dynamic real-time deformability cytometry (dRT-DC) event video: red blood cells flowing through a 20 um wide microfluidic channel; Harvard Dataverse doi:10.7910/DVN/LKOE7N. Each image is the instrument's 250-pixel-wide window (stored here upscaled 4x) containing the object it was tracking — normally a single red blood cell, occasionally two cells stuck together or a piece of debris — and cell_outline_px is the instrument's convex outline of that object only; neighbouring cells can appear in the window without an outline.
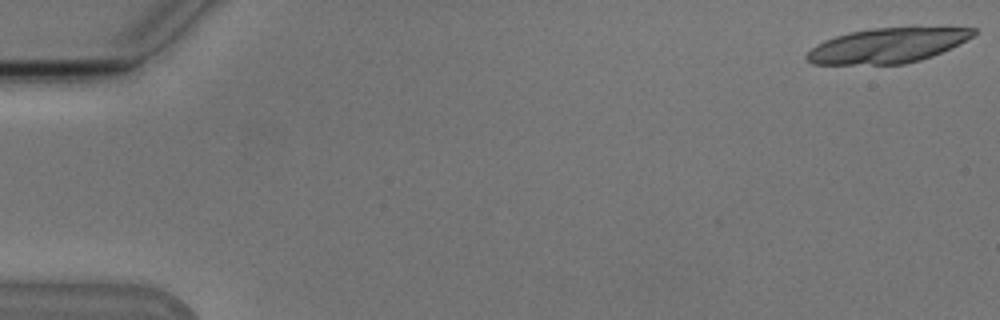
{"species": "Egyptian fruit bat (a non-hibernating species)", "species_latin": "Rousettus aegyptiacus", "temperature_condition": "cold", "stored_images_in_passage": 12, "camera_frame_rate_fps": 3000, "um_per_image_px": 0.085, "animal": {"sex": "male"}, "frame": {"image": 1, "passage_image": 1, "time_ms": 0.0, "image_size_px": [1000, 320], "cell_outline_px": [[976, 32], [972, 36], [932, 56], [920, 60], [904, 64], [812, 64], [804, 56], [816, 44], [824, 40], [848, 32], [872, 28], [912, 24], [976, 28]], "centroid_in_image_um": [75.47, 3.81], "position_along_channel_um": 9.5, "area_um2": 34.74}}